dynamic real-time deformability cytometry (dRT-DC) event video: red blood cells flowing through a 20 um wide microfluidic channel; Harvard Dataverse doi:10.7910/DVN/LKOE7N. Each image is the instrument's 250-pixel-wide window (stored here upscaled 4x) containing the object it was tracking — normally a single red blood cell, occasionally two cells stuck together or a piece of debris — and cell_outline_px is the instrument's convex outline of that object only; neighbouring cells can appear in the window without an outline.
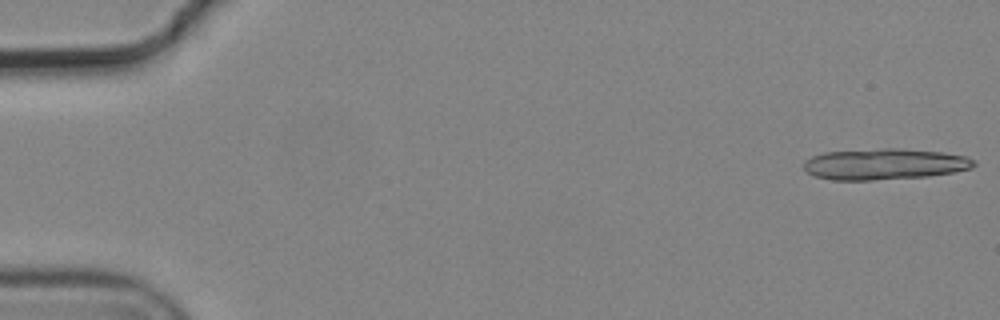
{"species": "common noctule bat (a hibernating species)", "species_latin": "Nyctalus noctula", "temperature_condition": "cold", "stored_images_in_passage": 6, "camera_frame_rate_fps": 3000, "um_per_image_px": 0.085, "animal": {"sex": "male", "body_mass_g": 19.2, "forearm_length_mm": 51.8}, "frame": {"image": 1, "passage_image": 1, "time_ms": 0.0, "image_size_px": [1000, 320], "cell_outline_px": [[976, 164], [972, 168], [952, 172], [928, 176], [872, 180], [832, 180], [816, 176], [808, 172], [804, 168], [804, 164], [812, 156], [824, 152], [884, 148], [896, 148], [944, 152], [964, 156], [976, 160]], "centroid_in_image_um": [75.21, 13.94], "position_along_channel_um": 9.8, "area_um2": 30.69}}
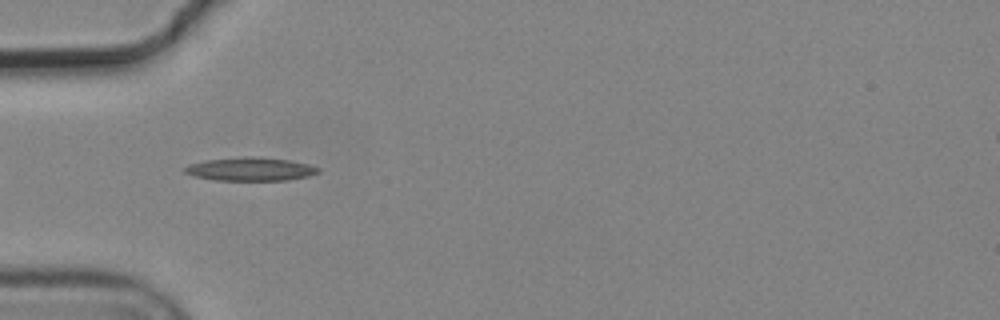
{"frame": {"image": 2, "passage_image": 5, "time_ms": 1.333, "image_size_px": [1000, 320], "cell_outline_px": [[320, 172], [308, 176], [288, 180], [212, 180], [196, 176], [184, 172], [184, 168], [188, 164], [208, 160], [244, 156], [256, 156], [288, 160], [308, 164], [320, 168]], "centroid_in_image_um": [21.3, 14.37], "position_along_channel_um": 63.7, "area_um2": 18.15}}
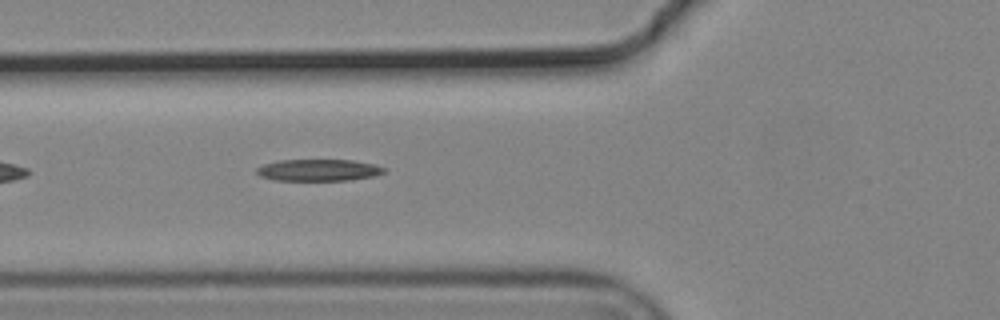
{"frame": {"image": 3, "passage_image": 6, "time_ms": 1.667, "image_size_px": [1000, 320], "cell_outline_px": [[388, 172], [376, 176], [352, 180], [276, 180], [260, 176], [256, 172], [256, 168], [264, 164], [280, 160], [352, 160], [376, 164], [388, 168]], "centroid_in_image_um": [27.18, 14.46], "position_along_channel_um": 98.6, "area_um2": 16.36}}